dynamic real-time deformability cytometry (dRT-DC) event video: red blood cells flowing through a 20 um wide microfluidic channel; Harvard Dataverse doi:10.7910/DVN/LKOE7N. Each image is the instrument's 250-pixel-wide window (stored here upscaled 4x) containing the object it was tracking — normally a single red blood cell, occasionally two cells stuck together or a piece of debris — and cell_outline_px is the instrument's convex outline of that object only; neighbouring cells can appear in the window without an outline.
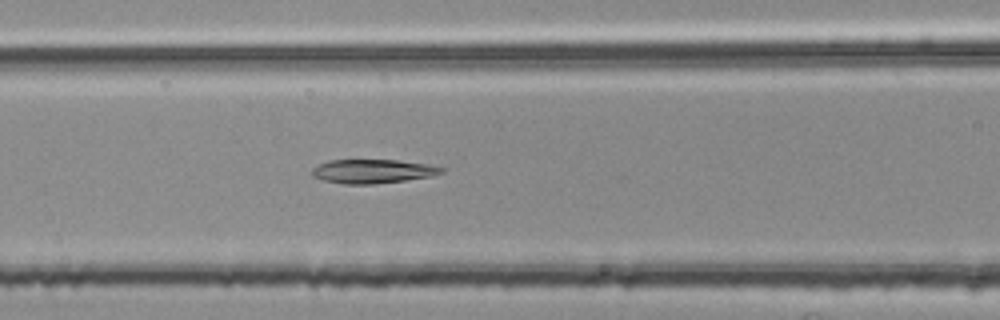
{"species": "common noctule bat (a hibernating species)", "species_latin": "Nyctalus noctula", "temperature_condition": "room temperature", "stored_images_in_passage": 54, "segment_of_instrument_passage": [2, 2], "camera_frame_rate_fps": 3000, "um_per_image_px": 0.085, "animal": {"sex": "female", "body_mass_g": 25.1}, "frame": {"image": 1, "passage_image": 23, "time_ms": 7.333, "image_size_px": [1000, 320], "cell_outline_px": [[444, 172], [432, 176], [404, 180], [372, 184], [344, 184], [324, 180], [312, 176], [312, 168], [328, 160], [396, 160], [424, 164], [444, 168]], "centroid_in_image_um": [31.65, 14.56], "position_along_channel_um": 135.0, "area_um2": 17.8}}
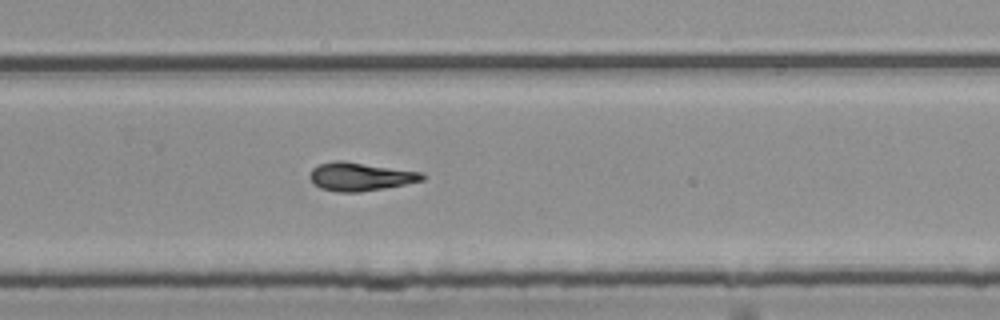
{"frame": {"image": 2, "passage_image": 36, "time_ms": 11.667, "image_size_px": [1000, 320], "cell_outline_px": [[424, 180], [384, 188], [360, 192], [340, 192], [320, 188], [312, 184], [308, 176], [312, 168], [320, 164], [336, 160], [344, 160], [420, 172], [424, 176]], "centroid_in_image_um": [30.55, 15.01], "position_along_channel_um": 299.2, "area_um2": 18.55}}
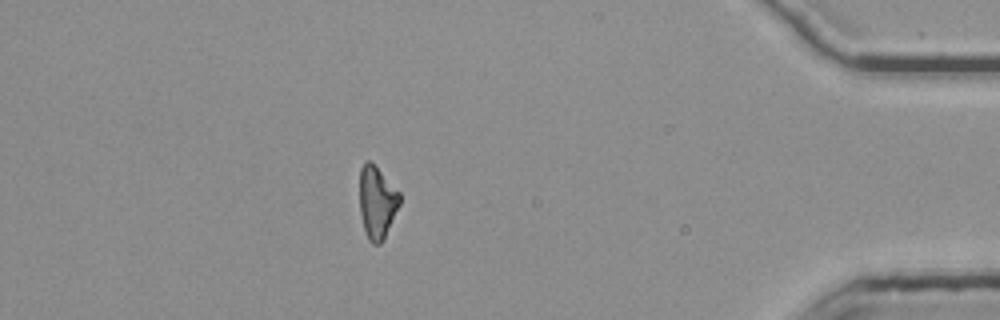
{"frame": {"image": 3, "passage_image": 48, "time_ms": 15.667, "image_size_px": [1000, 320], "cell_outline_px": [[400, 204], [384, 240], [380, 244], [372, 244], [368, 240], [364, 228], [360, 212], [360, 168], [368, 160], [372, 160], [400, 192]], "centroid_in_image_um": [32.06, 17.18], "position_along_channel_um": 403.1, "area_um2": 17.17}}